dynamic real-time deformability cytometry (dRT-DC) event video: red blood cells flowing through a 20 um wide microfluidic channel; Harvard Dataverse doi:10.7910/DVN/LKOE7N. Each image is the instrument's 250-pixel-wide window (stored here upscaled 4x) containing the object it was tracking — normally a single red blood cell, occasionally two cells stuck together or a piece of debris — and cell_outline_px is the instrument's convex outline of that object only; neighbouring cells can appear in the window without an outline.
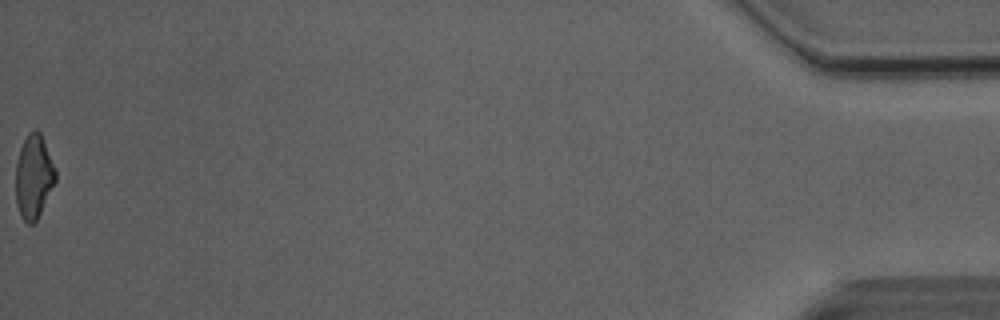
{"species": "Egyptian fruit bat (a non-hibernating species)", "species_latin": "Rousettus aegyptiacus", "temperature_condition": "room temperature", "stored_images_in_passage": 35, "camera_frame_rate_fps": 3000, "um_per_image_px": 0.085, "animal": {"sex": "male"}, "frame": {"image": 1, "passage_image": 35, "time_ms": 11.333, "image_size_px": [1000, 320], "cell_outline_px": [[56, 180], [36, 220], [32, 224], [28, 224], [20, 216], [16, 204], [16, 164], [20, 148], [28, 132], [36, 128], [40, 132], [56, 168]], "centroid_in_image_um": [2.86, 14.99], "position_along_channel_um": 432.3, "area_um2": 19.36}, "authors_computed_cell_mechanics": {"area_um2": 20.5768, "velocity_mm_per_s": 4.0963, "shape_relaxation_time_tau1_ms": 6.0989, "shape_relaxation_time_tau2_ms": 2.4189, "deformation_change_tau1": 0.2062, "deformation_change_tau2": 0.1268}}